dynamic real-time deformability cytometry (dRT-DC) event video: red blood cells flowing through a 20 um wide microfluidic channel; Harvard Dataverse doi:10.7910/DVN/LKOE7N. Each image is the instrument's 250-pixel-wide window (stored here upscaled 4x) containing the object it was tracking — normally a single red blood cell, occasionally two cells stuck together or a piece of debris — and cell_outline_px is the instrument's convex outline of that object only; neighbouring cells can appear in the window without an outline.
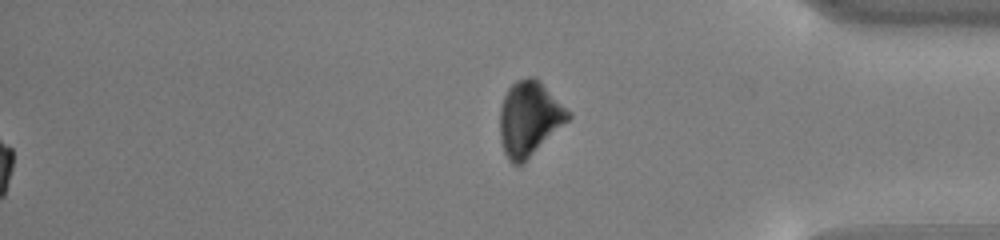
{"species": "common noctule bat (a hibernating species)", "species_latin": "Nyctalus noctula", "temperature_condition": "cold", "stored_images_in_passage": 55, "segment_of_instrument_passage": [2, 2], "camera_frame_rate_fps": 3000, "um_per_image_px": 0.085, "animal": {"sex": "male", "body_mass_g": 13.0, "forearm_length_mm": 53.1}, "frame": {"image": 1, "passage_image": 55, "time_ms": 18.0, "image_size_px": [1000, 240], "cell_outline_px": [[572, 116], [568, 120], [520, 164], [512, 164], [508, 160], [504, 152], [500, 140], [500, 108], [504, 96], [508, 88], [516, 80], [528, 76], [536, 76], [572, 112]], "centroid_in_image_um": [44.98, 10.01], "position_along_channel_um": 390.2, "area_um2": 29.48}}